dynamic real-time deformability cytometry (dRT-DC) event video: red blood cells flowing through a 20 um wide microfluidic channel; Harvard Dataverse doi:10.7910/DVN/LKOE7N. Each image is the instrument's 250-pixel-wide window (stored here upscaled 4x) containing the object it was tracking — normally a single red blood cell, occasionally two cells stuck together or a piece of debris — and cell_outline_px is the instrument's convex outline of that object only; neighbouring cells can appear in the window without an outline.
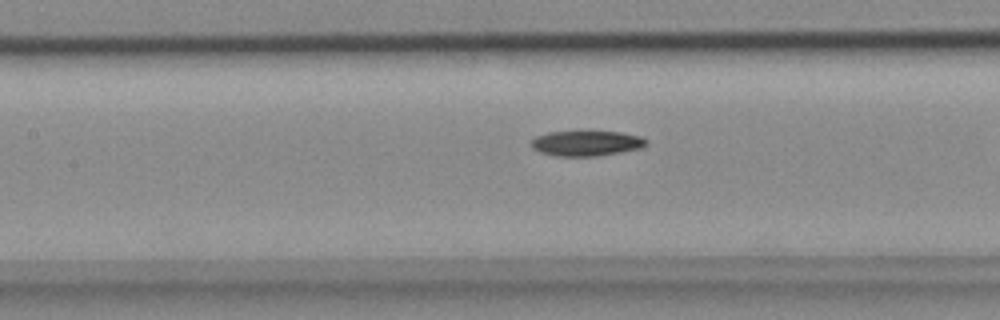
{"species": "common noctule bat (a hibernating species)", "species_latin": "Nyctalus noctula", "temperature_condition": "cold", "stored_images_in_passage": 31, "camera_frame_rate_fps": 3000, "um_per_image_px": 0.085, "animal": {"sex": "female", "body_mass_g": 18.4}, "frame": {"image": 1, "passage_image": 16, "time_ms": 5.0, "image_size_px": [1000, 320], "cell_outline_px": [[648, 144], [640, 148], [620, 152], [596, 156], [556, 156], [540, 152], [532, 148], [532, 140], [536, 136], [548, 132], [620, 132], [640, 136], [648, 140]], "centroid_in_image_um": [49.85, 12.18], "position_along_channel_um": 157.5, "area_um2": 16.76}}
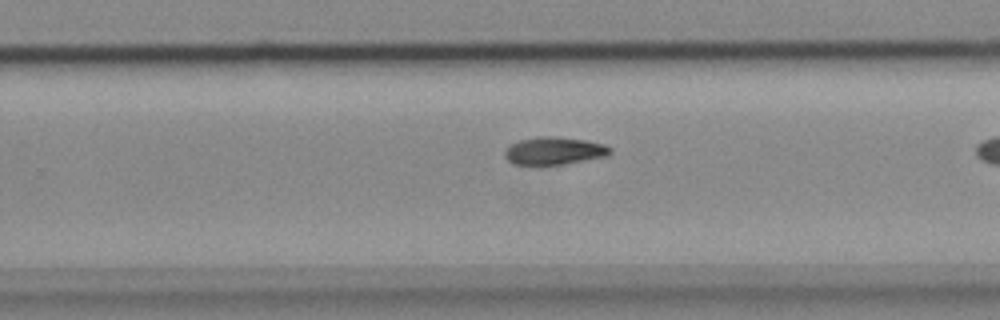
{"frame": {"image": 2, "passage_image": 26, "time_ms": 8.333, "image_size_px": [1000, 320], "cell_outline_px": [[612, 152], [608, 156], [564, 164], [516, 164], [508, 160], [504, 156], [504, 148], [508, 144], [520, 140], [540, 136], [556, 136], [584, 140], [604, 144], [612, 148]], "centroid_in_image_um": [47.1, 12.81], "position_along_channel_um": 282.7, "area_um2": 17.05}}
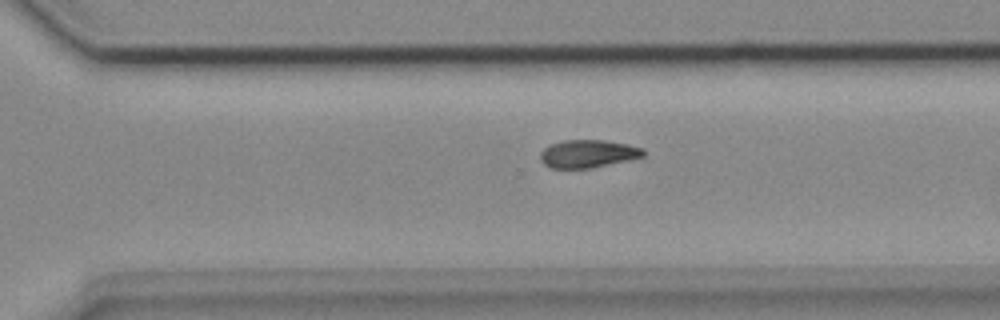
{"frame": {"image": 3, "passage_image": 29, "time_ms": 9.333, "image_size_px": [1000, 320], "cell_outline_px": [[644, 156], [632, 160], [592, 168], [552, 168], [544, 164], [540, 160], [540, 152], [544, 148], [552, 144], [564, 140], [604, 140], [628, 144], [644, 148]], "centroid_in_image_um": [50.01, 13.07], "position_along_channel_um": 320.6, "area_um2": 16.88}}